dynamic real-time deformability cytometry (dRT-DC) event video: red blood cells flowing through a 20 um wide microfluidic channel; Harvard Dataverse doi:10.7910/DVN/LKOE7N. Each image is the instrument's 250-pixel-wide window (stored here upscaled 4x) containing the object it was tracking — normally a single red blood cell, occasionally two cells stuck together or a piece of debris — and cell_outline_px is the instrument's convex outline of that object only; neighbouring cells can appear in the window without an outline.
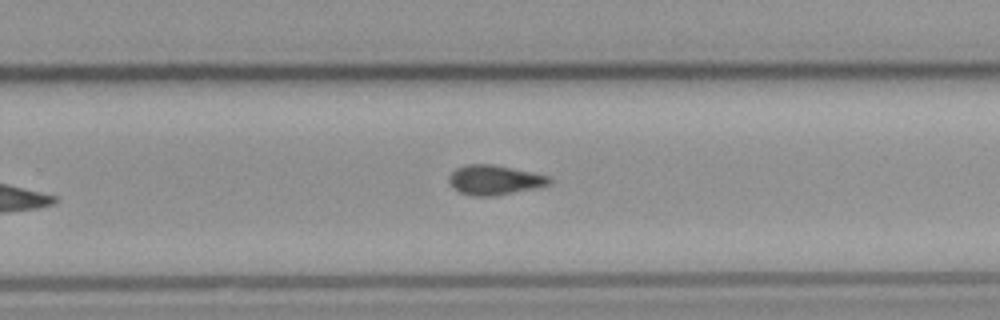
{"species": "common noctule bat (a hibernating species)", "species_latin": "Nyctalus noctula", "temperature_condition": "cold", "stored_images_in_passage": 10, "camera_frame_rate_fps": 3000, "um_per_image_px": 0.085, "animal": {"sex": "male", "body_mass_g": 23.1, "forearm_length_mm": 52.7}, "frame": {"image": 1, "passage_image": 10, "time_ms": 3.0, "image_size_px": [1000, 320], "cell_outline_px": [[552, 184], [544, 188], [496, 196], [472, 196], [460, 192], [452, 188], [448, 184], [448, 176], [456, 168], [464, 164], [492, 164], [532, 172], [548, 176], [552, 180]], "centroid_in_image_um": [42.06, 15.32], "position_along_channel_um": 287.7, "area_um2": 17.98}}